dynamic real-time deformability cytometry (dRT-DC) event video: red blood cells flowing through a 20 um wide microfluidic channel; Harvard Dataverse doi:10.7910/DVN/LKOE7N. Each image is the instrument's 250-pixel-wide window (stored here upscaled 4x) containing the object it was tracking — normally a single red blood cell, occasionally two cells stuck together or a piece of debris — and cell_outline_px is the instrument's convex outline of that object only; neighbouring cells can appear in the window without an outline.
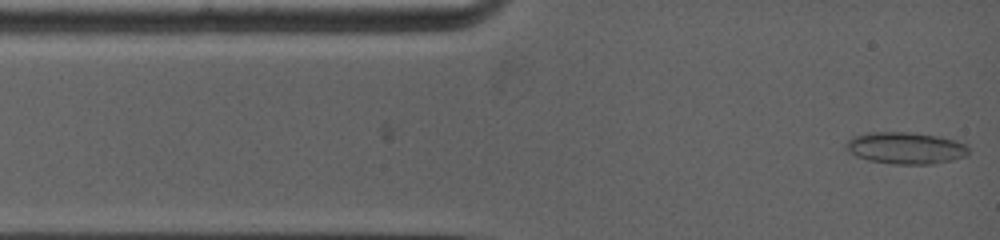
{"species": "common noctule bat (a hibernating species)", "species_latin": "Nyctalus noctula", "temperature_condition": "warm", "stored_images_in_passage": 9, "camera_frame_rate_fps": 5000, "um_per_image_px": 0.085, "animal": {"sex": "female", "body_mass_g": 19.0, "forearm_length_mm": 53.3}, "frame": {"image": 1, "passage_image": 9, "time_ms": 1.0, "image_size_px": [1000, 240], "cell_outline_px": [[968, 152], [964, 156], [952, 160], [932, 164], [892, 164], [868, 160], [856, 156], [844, 148], [844, 144], [848, 140], [856, 136], [868, 132], [908, 132], [936, 136], [952, 140], [964, 144], [968, 148]], "centroid_in_image_um": [76.92, 12.59], "position_along_channel_um": 8.1, "area_um2": 22.48}}